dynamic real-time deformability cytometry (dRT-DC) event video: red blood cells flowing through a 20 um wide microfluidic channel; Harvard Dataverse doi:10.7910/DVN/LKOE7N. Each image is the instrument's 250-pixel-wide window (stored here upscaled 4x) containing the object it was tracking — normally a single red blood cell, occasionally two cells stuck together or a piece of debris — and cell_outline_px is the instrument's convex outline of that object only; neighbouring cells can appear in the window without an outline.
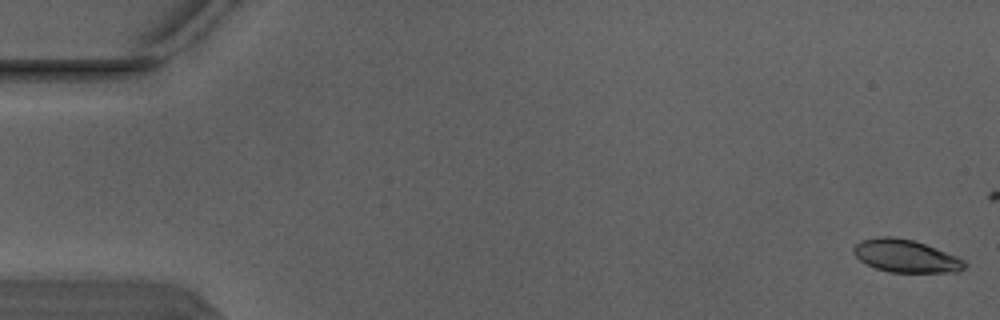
{"species": "Egyptian fruit bat (a non-hibernating species)", "species_latin": "Rousettus aegyptiacus", "temperature_condition": "warm", "stored_images_in_passage": 6, "camera_frame_rate_fps": 3000, "um_per_image_px": 0.085, "animal": {"sex": "male"}, "frame": {"image": 1, "passage_image": 1, "time_ms": 0.0, "image_size_px": [1000, 320], "cell_outline_px": [[968, 264], [964, 268], [956, 272], [892, 272], [876, 268], [860, 260], [852, 252], [852, 248], [860, 240], [876, 236], [892, 236], [912, 240], [924, 244], [956, 256], [964, 260]], "centroid_in_image_um": [76.96, 21.75], "position_along_channel_um": 8.0, "area_um2": 21.04}}